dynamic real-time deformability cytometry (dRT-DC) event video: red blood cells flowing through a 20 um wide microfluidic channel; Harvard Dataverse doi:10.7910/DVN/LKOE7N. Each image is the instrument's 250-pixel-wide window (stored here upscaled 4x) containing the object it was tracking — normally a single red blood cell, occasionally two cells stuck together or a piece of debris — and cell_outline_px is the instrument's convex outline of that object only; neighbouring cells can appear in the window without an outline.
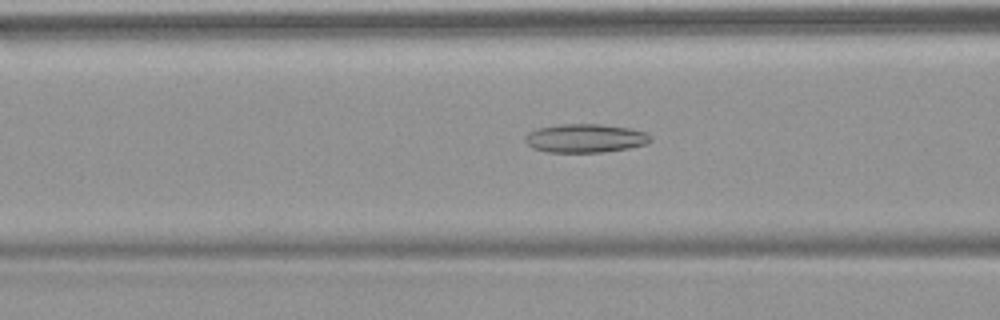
{"species": "common noctule bat (a hibernating species)", "species_latin": "Nyctalus noctula", "temperature_condition": "warm", "stored_images_in_passage": 48, "camera_frame_rate_fps": 3000, "um_per_image_px": 0.085, "animal": {"sex": "female", "body_mass_g": 18.4}, "frame": {"image": 1, "passage_image": 16, "time_ms": 5.0, "image_size_px": [1000, 320], "cell_outline_px": [[652, 140], [644, 144], [628, 148], [604, 152], [548, 152], [532, 148], [524, 140], [524, 136], [528, 132], [536, 128], [560, 124], [600, 124], [632, 128], [648, 132], [652, 136]], "centroid_in_image_um": [49.75, 11.74], "position_along_channel_um": 116.9, "area_um2": 21.15}}
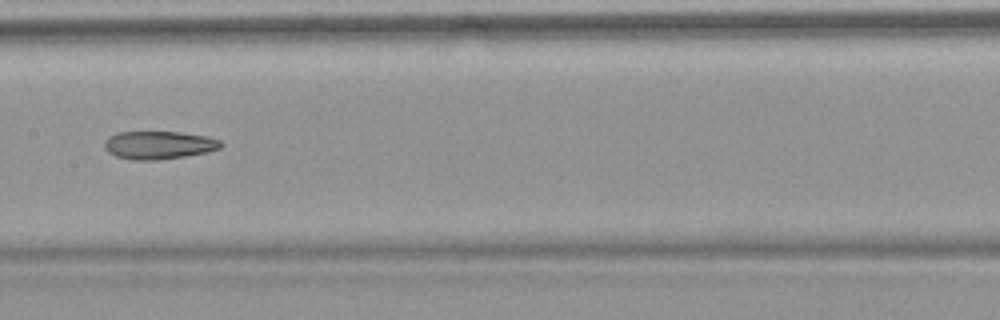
{"frame": {"image": 2, "passage_image": 22, "time_ms": 7.0, "image_size_px": [1000, 320], "cell_outline_px": [[224, 144], [220, 148], [208, 152], [184, 156], [156, 160], [136, 160], [116, 156], [108, 152], [104, 148], [104, 140], [108, 136], [116, 132], [180, 132], [208, 136], [220, 140]], "centroid_in_image_um": [13.49, 12.32], "position_along_channel_um": 193.9, "area_um2": 19.13}}
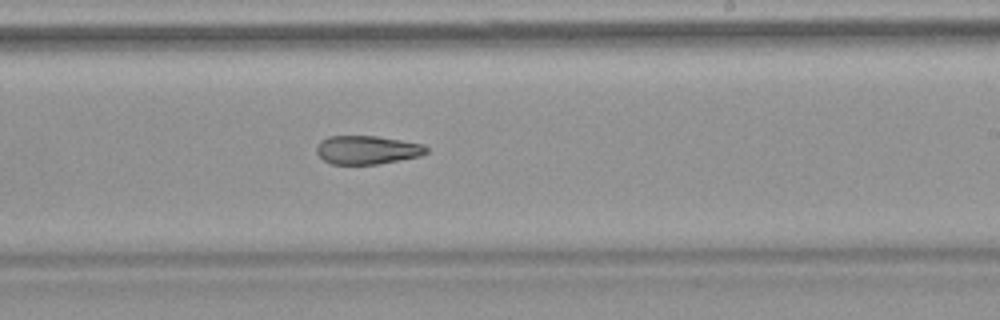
{"frame": {"image": 3, "passage_image": 27, "time_ms": 8.667, "image_size_px": [1000, 320], "cell_outline_px": [[428, 152], [420, 156], [400, 160], [376, 164], [332, 164], [324, 160], [316, 152], [316, 144], [320, 140], [328, 136], [376, 136], [424, 144], [428, 148]], "centroid_in_image_um": [31.19, 12.73], "position_along_channel_um": 257.8, "area_um2": 18.32}, "authors_computed_cell_mechanics": {"area_um2": 21.2993, "velocity_mm_per_s": 3.8549, "shape_relaxation_time_tau1_ms": null, "shape_relaxation_time_tau2_ms": 8.6651, "deformation_change_tau1": null, "deformation_change_tau2": 0.2013}}